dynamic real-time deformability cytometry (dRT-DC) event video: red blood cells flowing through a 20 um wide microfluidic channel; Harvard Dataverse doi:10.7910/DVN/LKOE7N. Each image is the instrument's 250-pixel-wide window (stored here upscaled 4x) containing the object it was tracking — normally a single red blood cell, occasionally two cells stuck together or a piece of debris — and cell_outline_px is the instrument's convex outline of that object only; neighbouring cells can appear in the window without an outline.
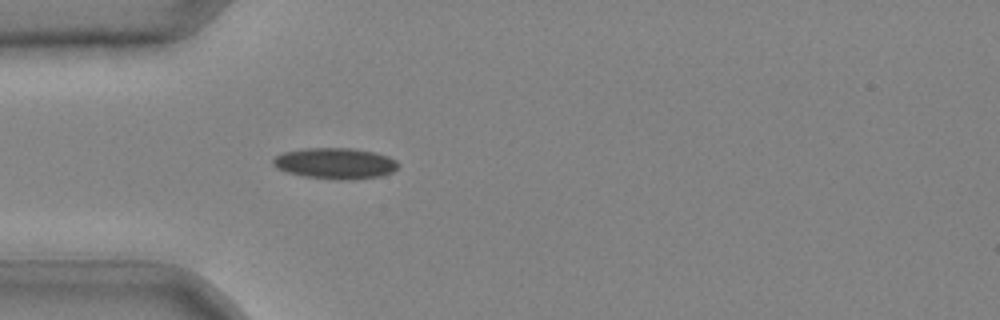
{"species": "common noctule bat (a hibernating species)", "species_latin": "Nyctalus noctula", "temperature_condition": "cold", "stored_images_in_passage": 30, "camera_frame_rate_fps": 3000, "um_per_image_px": 0.085, "animal": {"sex": "male", "body_mass_g": 20.4}, "frame": {"image": 1, "passage_image": 1, "time_ms": 0.0, "image_size_px": [1000, 320], "cell_outline_px": [[400, 164], [392, 172], [380, 176], [352, 180], [336, 180], [304, 176], [284, 172], [276, 168], [272, 164], [272, 160], [276, 156], [284, 152], [304, 148], [352, 148], [376, 152], [388, 156], [396, 160]], "centroid_in_image_um": [28.49, 13.89], "position_along_channel_um": 56.5, "area_um2": 22.89}}
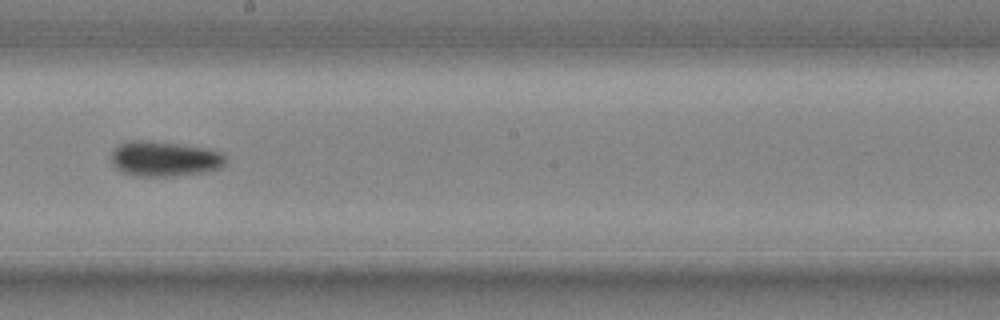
{"frame": {"image": 2, "passage_image": 13, "time_ms": 4.0, "image_size_px": [1000, 320], "cell_outline_px": [[224, 164], [220, 168], [200, 172], [172, 176], [136, 176], [120, 172], [112, 164], [112, 152], [120, 144], [128, 140], [148, 140], [204, 148], [220, 152], [224, 156]], "centroid_in_image_um": [13.91, 13.5], "position_along_channel_um": 234.3, "area_um2": 23.12}}
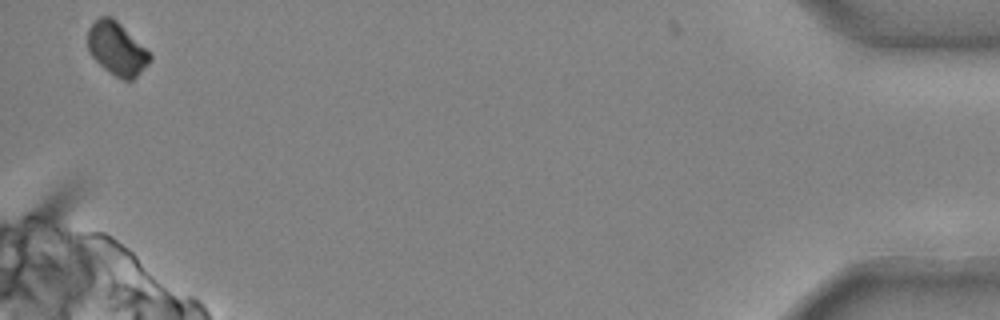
{"frame": {"image": 3, "passage_image": 30, "time_ms": 9.667, "image_size_px": [1000, 320], "cell_outline_px": [[152, 60], [132, 80], [124, 80], [108, 72], [88, 52], [88, 28], [100, 16], [112, 16], [152, 56]], "centroid_in_image_um": [9.91, 4.15], "position_along_channel_um": 425.3, "area_um2": 18.79}}